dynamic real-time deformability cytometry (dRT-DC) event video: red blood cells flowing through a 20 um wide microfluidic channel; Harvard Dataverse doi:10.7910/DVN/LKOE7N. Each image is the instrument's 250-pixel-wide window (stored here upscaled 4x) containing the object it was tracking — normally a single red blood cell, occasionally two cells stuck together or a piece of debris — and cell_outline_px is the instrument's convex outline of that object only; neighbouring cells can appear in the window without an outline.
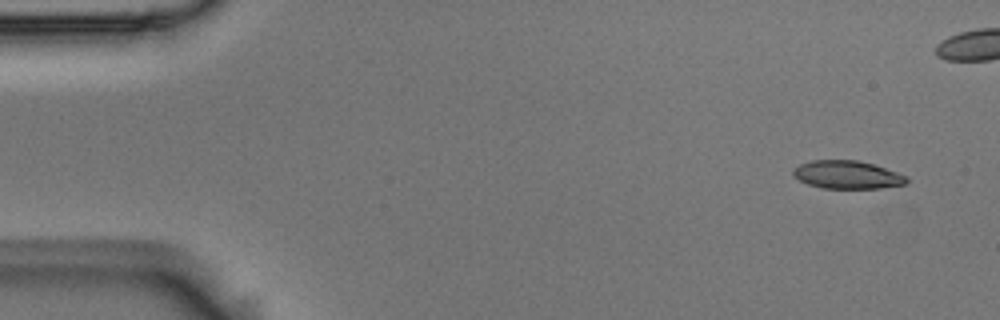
{"species": "Egyptian fruit bat (a non-hibernating species)", "species_latin": "Rousettus aegyptiacus", "temperature_condition": "room temperature", "stored_images_in_passage": 6, "segment_of_instrument_passage": [1, 2], "camera_frame_rate_fps": 3000, "um_per_image_px": 0.085, "animal": {"sex": "male"}, "frame": {"image": 1, "passage_image": 1, "time_ms": 0.0, "image_size_px": [1000, 320], "cell_outline_px": [[908, 180], [904, 184], [880, 188], [824, 188], [808, 184], [800, 180], [792, 172], [792, 168], [800, 164], [812, 160], [856, 160], [872, 164], [908, 176]], "centroid_in_image_um": [72.0, 14.85], "position_along_channel_um": 13.0, "area_um2": 18.32}}
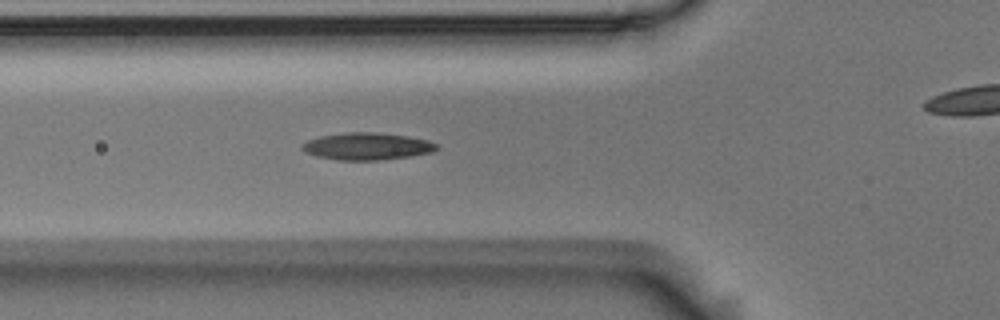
{"frame": {"image": 2, "passage_image": 5, "time_ms": 1.333, "image_size_px": [1000, 320], "cell_outline_px": [[436, 148], [432, 152], [412, 156], [380, 160], [336, 160], [316, 156], [304, 152], [300, 148], [300, 144], [308, 140], [320, 136], [348, 132], [376, 132], [408, 136], [428, 140], [436, 144]], "centroid_in_image_um": [31.15, 12.44], "position_along_channel_um": 94.7, "area_um2": 21.39}}